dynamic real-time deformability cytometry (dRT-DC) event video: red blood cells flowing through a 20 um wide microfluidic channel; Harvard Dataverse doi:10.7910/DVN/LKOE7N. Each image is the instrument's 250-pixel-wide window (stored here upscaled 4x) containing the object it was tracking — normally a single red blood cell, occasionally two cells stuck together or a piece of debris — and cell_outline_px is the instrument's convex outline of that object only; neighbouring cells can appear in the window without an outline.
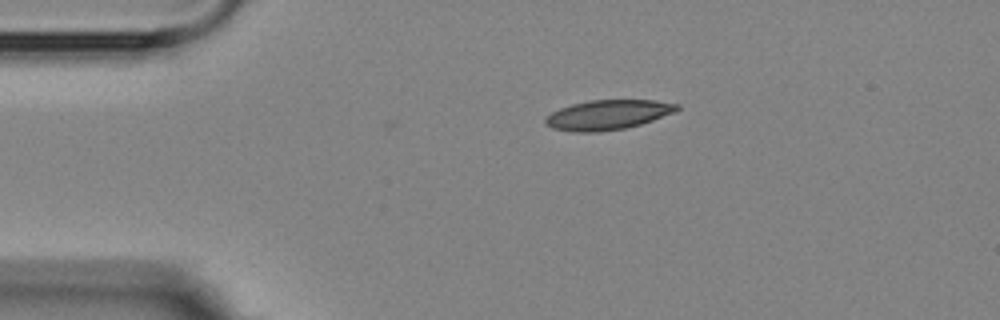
{"species": "Egyptian fruit bat (a non-hibernating species)", "species_latin": "Rousettus aegyptiacus", "temperature_condition": "room temperature", "stored_images_in_passage": 2, "camera_frame_rate_fps": 3000, "um_per_image_px": 0.085, "animal": {"sex": "female"}, "frame": {"image": 1, "passage_image": 2, "time_ms": 1.333, "image_size_px": [1000, 320], "cell_outline_px": [[680, 108], [672, 112], [652, 120], [640, 124], [624, 128], [600, 132], [572, 132], [552, 128], [544, 124], [544, 120], [552, 112], [560, 108], [572, 104], [588, 100], [656, 100], [680, 104]], "centroid_in_image_um": [51.63, 9.76], "position_along_channel_um": 33.4, "area_um2": 22.72}}